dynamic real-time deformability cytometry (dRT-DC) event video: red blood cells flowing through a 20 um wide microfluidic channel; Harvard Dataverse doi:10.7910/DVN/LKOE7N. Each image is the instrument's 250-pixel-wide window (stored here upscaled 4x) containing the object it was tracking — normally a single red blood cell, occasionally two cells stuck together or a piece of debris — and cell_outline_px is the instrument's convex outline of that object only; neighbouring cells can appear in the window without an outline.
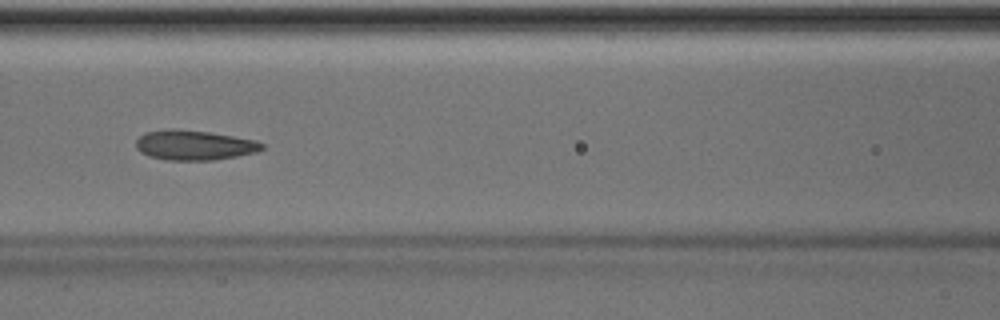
{"species": "Egyptian fruit bat (a non-hibernating species)", "species_latin": "Rousettus aegyptiacus", "temperature_condition": "room temperature", "stored_images_in_passage": 50, "camera_frame_rate_fps": 3000, "um_per_image_px": 0.085, "animal": {"sex": "male"}, "frame": {"image": 1, "passage_image": 22, "time_ms": 7.0, "image_size_px": [1000, 320], "cell_outline_px": [[264, 148], [256, 152], [236, 156], [212, 160], [164, 160], [148, 156], [140, 152], [136, 148], [136, 140], [144, 132], [172, 128], [176, 128], [208, 132], [256, 140], [264, 144]], "centroid_in_image_um": [16.47, 12.33], "position_along_channel_um": 150.1, "area_um2": 22.02}}
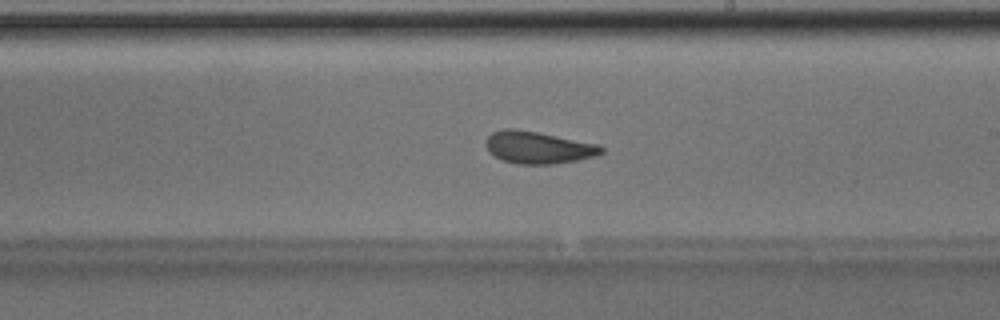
{"frame": {"image": 2, "passage_image": 29, "time_ms": 9.333, "image_size_px": [1000, 320], "cell_outline_px": [[604, 152], [596, 156], [576, 160], [552, 164], [516, 164], [504, 160], [488, 152], [484, 144], [484, 140], [492, 132], [504, 128], [516, 128], [600, 144], [604, 148]], "centroid_in_image_um": [45.73, 12.52], "position_along_channel_um": 243.3, "area_um2": 21.85}, "authors_computed_cell_mechanics": {"area_um2": 21.8484, "velocity_mm_per_s": 4.0058, "shape_relaxation_time_tau1_ms": 4.0108, "shape_relaxation_time_tau2_ms": 2.0188, "deformation_change_tau1": 0.1227, "deformation_change_tau2": 0.0819}}